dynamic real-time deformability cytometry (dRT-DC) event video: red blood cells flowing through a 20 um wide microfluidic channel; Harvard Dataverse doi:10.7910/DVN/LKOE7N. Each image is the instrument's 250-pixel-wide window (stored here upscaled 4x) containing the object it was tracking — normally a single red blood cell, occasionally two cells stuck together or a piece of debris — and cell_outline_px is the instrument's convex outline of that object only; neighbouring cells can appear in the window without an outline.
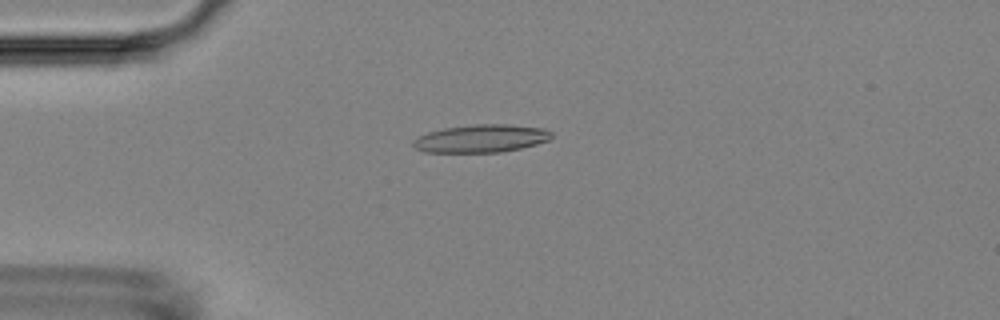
{"species": "Egyptian fruit bat (a non-hibernating species)", "species_latin": "Rousettus aegyptiacus", "temperature_condition": "room temperature", "stored_images_in_passage": 50, "camera_frame_rate_fps": 3000, "um_per_image_px": 0.085, "animal": {"sex": "female"}, "frame": {"image": 1, "passage_image": 10, "time_ms": 3.0, "image_size_px": [1000, 320], "cell_outline_px": [[552, 136], [548, 140], [536, 144], [520, 148], [500, 152], [424, 152], [416, 148], [412, 144], [412, 140], [428, 132], [444, 128], [472, 124], [508, 124], [544, 128], [552, 132]], "centroid_in_image_um": [40.89, 11.76], "position_along_channel_um": 44.1, "area_um2": 22.43}}
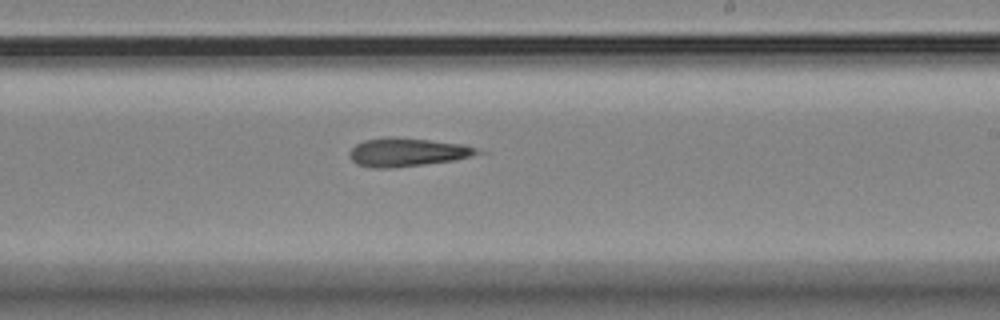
{"frame": {"image": 2, "passage_image": 29, "time_ms": 9.333, "image_size_px": [1000, 320], "cell_outline_px": [[492, 152], [456, 160], [396, 168], [372, 168], [356, 164], [348, 156], [348, 152], [356, 144], [364, 140], [388, 136], [392, 136], [464, 144]], "centroid_in_image_um": [34.69, 12.94], "position_along_channel_um": 254.3, "area_um2": 21.85}}
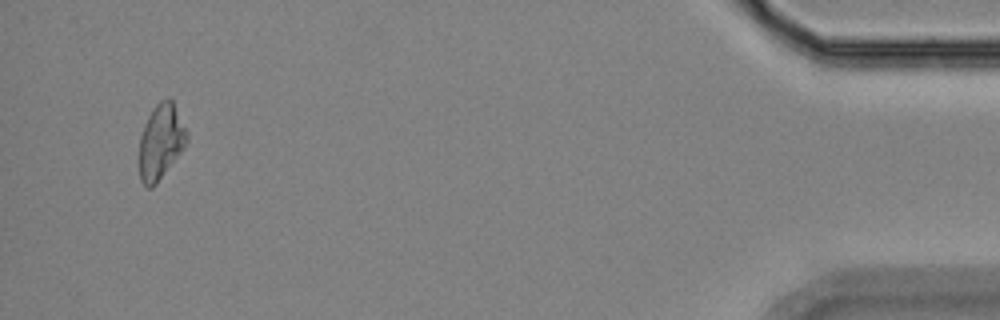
{"frame": {"image": 3, "passage_image": 49, "time_ms": 16.0, "image_size_px": [1000, 320], "cell_outline_px": [[188, 140], [180, 152], [156, 184], [152, 188], [148, 188], [140, 180], [140, 136], [144, 124], [148, 116], [156, 104], [160, 100], [168, 96], [172, 100], [188, 132]], "centroid_in_image_um": [13.67, 12.01], "position_along_channel_um": 421.5, "area_um2": 20.58}}